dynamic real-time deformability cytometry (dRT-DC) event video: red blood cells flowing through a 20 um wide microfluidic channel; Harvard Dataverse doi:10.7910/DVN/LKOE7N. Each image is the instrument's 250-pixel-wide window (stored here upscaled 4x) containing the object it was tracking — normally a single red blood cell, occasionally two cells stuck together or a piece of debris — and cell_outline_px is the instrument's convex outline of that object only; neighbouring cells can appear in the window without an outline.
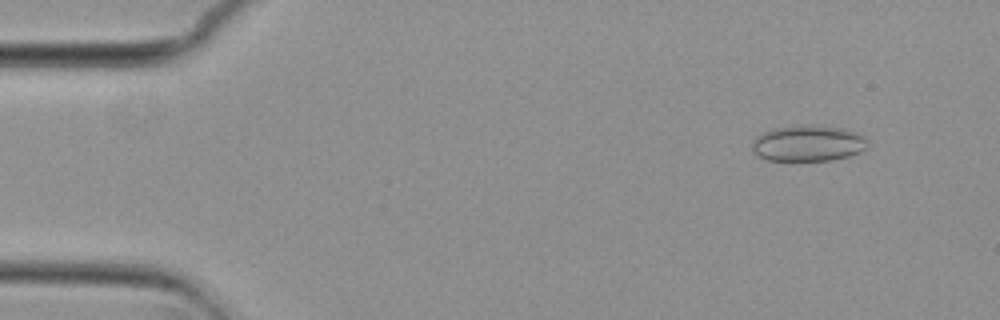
{"species": "common noctule bat (a hibernating species)", "species_latin": "Nyctalus noctula", "temperature_condition": "cold", "stored_images_in_passage": 55, "camera_frame_rate_fps": 3000, "um_per_image_px": 0.085, "animal": {"sex": "female", "body_mass_g": 29.2, "forearm_length_mm": 56.3}, "frame": {"image": 1, "passage_image": 5, "time_ms": 1.333, "image_size_px": [1000, 320], "cell_outline_px": [[868, 148], [860, 152], [848, 156], [828, 160], [768, 160], [756, 156], [752, 152], [752, 144], [756, 136], [772, 128], [844, 128], [856, 132], [864, 136], [868, 144]], "centroid_in_image_um": [68.68, 12.23], "position_along_channel_um": 16.3, "area_um2": 23.41}}
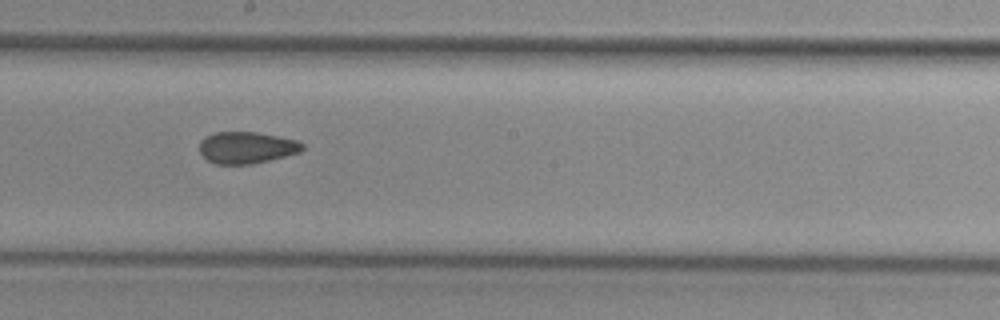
{"frame": {"image": 2, "passage_image": 30, "time_ms": 9.667, "image_size_px": [1000, 320], "cell_outline_px": [[304, 148], [300, 152], [252, 164], [216, 164], [208, 160], [200, 152], [200, 140], [204, 136], [216, 132], [256, 132], [296, 140], [304, 144]], "centroid_in_image_um": [20.94, 12.54], "position_along_channel_um": 227.3, "area_um2": 18.9}}
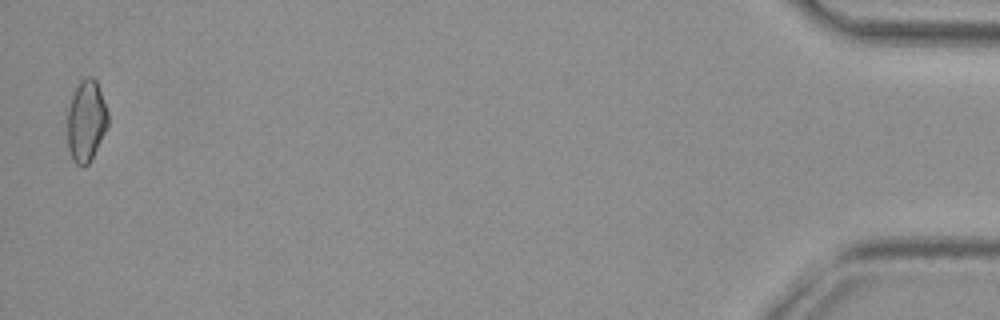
{"frame": {"image": 3, "passage_image": 54, "time_ms": 17.667, "image_size_px": [1000, 320], "cell_outline_px": [[108, 124], [88, 164], [84, 168], [80, 168], [72, 160], [68, 148], [68, 108], [72, 96], [80, 80], [84, 76], [92, 76], [96, 80], [108, 112]], "centroid_in_image_um": [7.31, 10.28], "position_along_channel_um": 427.9, "area_um2": 19.13}, "authors_computed_cell_mechanics": {"area_um2": 19.5942, "velocity_mm_per_s": 3.7449, "shape_relaxation_time_tau1_ms": null, "shape_relaxation_time_tau2_ms": 2.6018, "deformation_change_tau1": null, "deformation_change_tau2": 0.083}}